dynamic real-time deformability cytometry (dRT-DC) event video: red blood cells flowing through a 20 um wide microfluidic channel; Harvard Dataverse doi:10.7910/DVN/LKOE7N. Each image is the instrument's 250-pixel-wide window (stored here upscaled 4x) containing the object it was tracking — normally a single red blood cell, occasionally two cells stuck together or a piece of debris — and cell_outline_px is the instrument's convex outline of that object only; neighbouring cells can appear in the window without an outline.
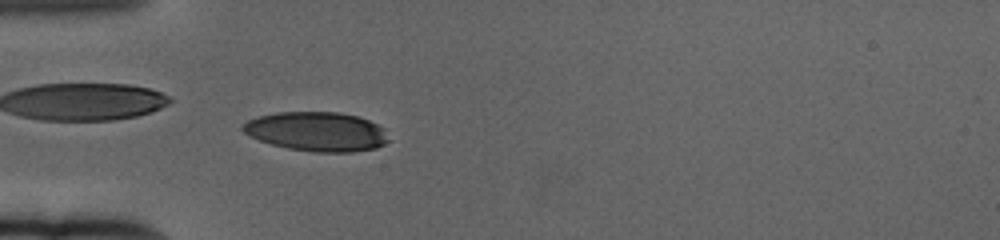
{"species": "human", "species_latin": "Homo sapiens", "temperature_condition": "cold", "stored_images_in_passage": 61, "camera_frame_rate_fps": 3000, "um_per_image_px": 0.085, "donor": {"sex": "female"}, "frame": {"image": 1, "passage_image": 19, "time_ms": 6.0, "image_size_px": [1000, 240], "cell_outline_px": [[388, 140], [384, 144], [376, 148], [352, 152], [316, 152], [288, 148], [272, 144], [260, 140], [244, 132], [240, 128], [248, 120], [260, 116], [280, 112], [340, 112], [356, 116], [368, 120], [384, 128]], "centroid_in_image_um": [26.94, 11.18], "position_along_channel_um": 58.1, "area_um2": 33.06}}
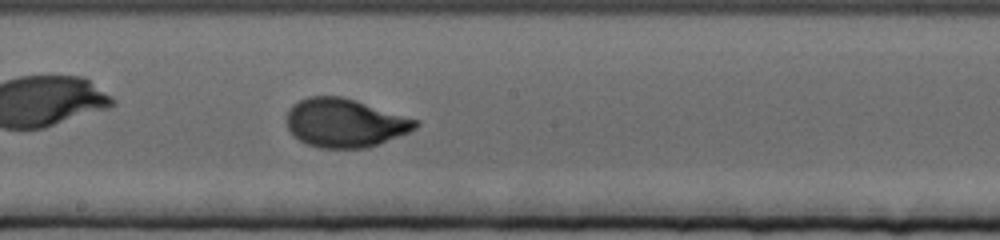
{"frame": {"image": 2, "passage_image": 34, "time_ms": 11.0, "image_size_px": [1000, 240], "cell_outline_px": [[420, 124], [416, 128], [408, 132], [380, 144], [368, 148], [320, 148], [308, 144], [292, 136], [288, 128], [288, 108], [292, 104], [308, 96], [344, 96], [420, 120]], "centroid_in_image_um": [29.34, 10.44], "position_along_channel_um": 218.9, "area_um2": 36.82}}
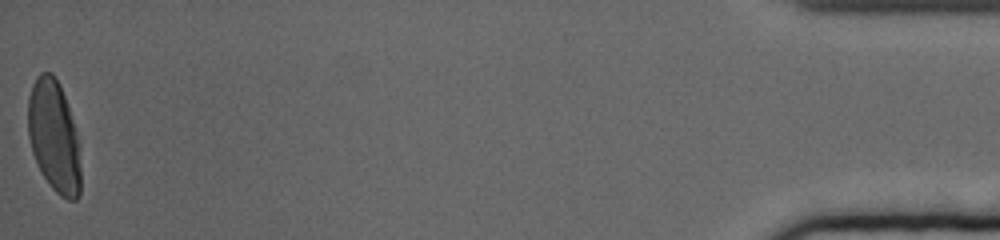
{"frame": {"image": 3, "passage_image": 61, "time_ms": 20.0, "image_size_px": [1000, 240], "cell_outline_px": [[80, 196], [76, 200], [68, 200], [60, 196], [52, 188], [40, 172], [32, 152], [28, 136], [28, 96], [32, 84], [36, 76], [40, 72], [52, 72], [60, 84], [72, 120], [76, 136], [80, 168]], "centroid_in_image_um": [4.56, 11.6], "position_along_channel_um": 430.6, "area_um2": 34.22}, "authors_computed_cell_mechanics": {"area_um2": 34.68, "velocity_mm_per_s": 3.3423, "shape_relaxation_time_tau1_ms": 4.0515, "shape_relaxation_time_tau2_ms": null, "deformation_change_tau1": 0.1786, "deformation_change_tau2": null}}